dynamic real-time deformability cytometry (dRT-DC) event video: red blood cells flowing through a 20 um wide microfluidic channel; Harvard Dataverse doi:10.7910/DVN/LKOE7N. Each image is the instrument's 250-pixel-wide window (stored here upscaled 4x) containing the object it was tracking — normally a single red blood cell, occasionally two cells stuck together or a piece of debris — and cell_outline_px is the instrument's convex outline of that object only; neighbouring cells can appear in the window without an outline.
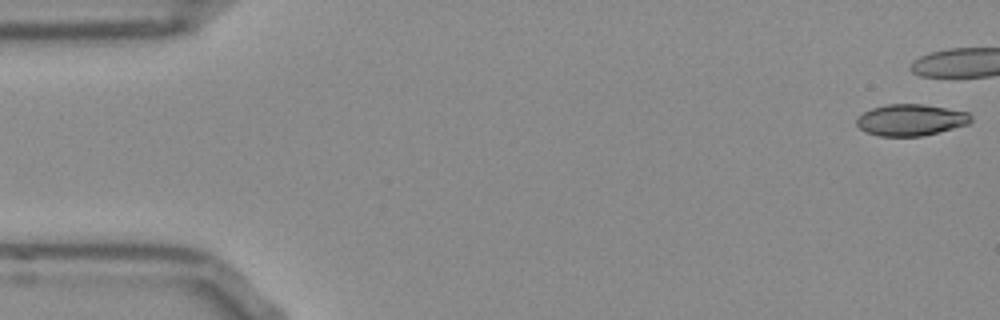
{"species": "Egyptian fruit bat (a non-hibernating species)", "species_latin": "Rousettus aegyptiacus", "temperature_condition": "room temperature", "stored_images_in_passage": 11, "camera_frame_rate_fps": 3000, "um_per_image_px": 0.085, "frame": {"image": 1, "passage_image": 1, "time_ms": 0.0, "image_size_px": [1000, 320], "cell_outline_px": [[972, 124], [920, 136], [880, 136], [864, 132], [856, 124], [856, 120], [864, 112], [872, 108], [888, 104], [924, 104], [968, 112], [972, 116]], "centroid_in_image_um": [77.45, 10.2], "position_along_channel_um": 7.6, "area_um2": 21.04}}